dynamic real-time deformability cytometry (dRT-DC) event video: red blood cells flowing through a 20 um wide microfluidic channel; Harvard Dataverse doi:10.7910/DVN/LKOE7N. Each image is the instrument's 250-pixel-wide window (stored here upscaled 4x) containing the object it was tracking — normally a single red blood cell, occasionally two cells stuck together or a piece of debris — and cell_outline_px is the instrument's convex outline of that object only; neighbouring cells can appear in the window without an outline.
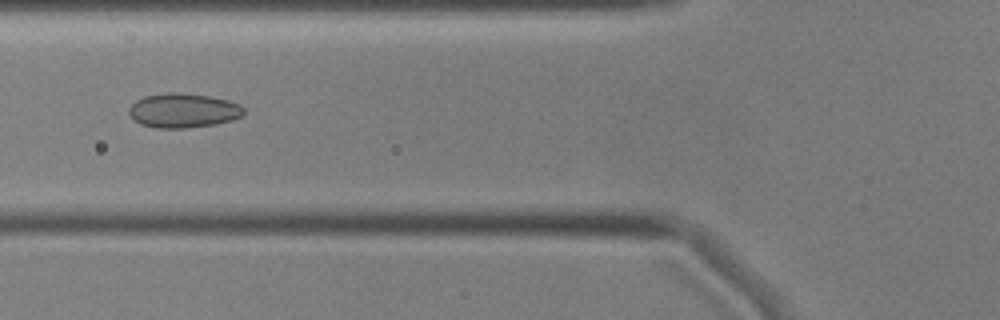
{"species": "common noctule bat (a hibernating species)", "species_latin": "Nyctalus noctula", "temperature_condition": "cold", "stored_images_in_passage": 55, "camera_frame_rate_fps": 3000, "um_per_image_px": 0.085, "animal": {"sex": "male", "body_mass_g": 17.9, "forearm_length_mm": 54.2}, "frame": {"image": 1, "passage_image": 20, "time_ms": 6.333, "image_size_px": [1000, 320], "cell_outline_px": [[244, 116], [232, 120], [216, 124], [184, 128], [156, 128], [140, 124], [132, 120], [128, 112], [128, 108], [136, 100], [144, 96], [168, 92], [180, 92], [208, 96], [228, 100], [240, 104], [244, 108]], "centroid_in_image_um": [15.56, 9.39], "position_along_channel_um": 110.2, "area_um2": 23.29}}
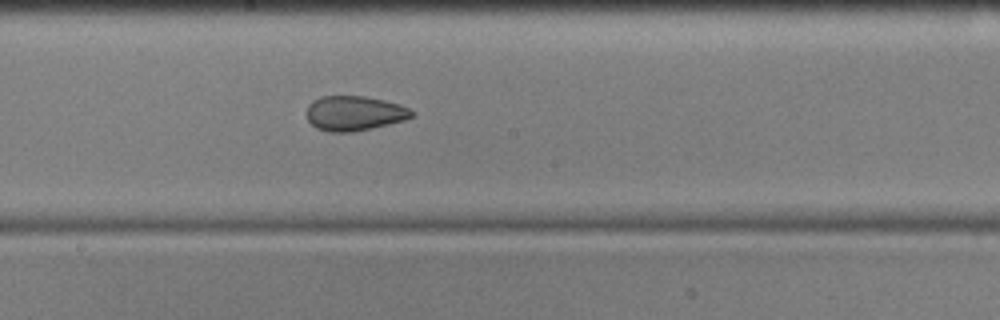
{"frame": {"image": 2, "passage_image": 29, "time_ms": 9.333, "image_size_px": [1000, 320], "cell_outline_px": [[416, 112], [412, 116], [404, 120], [388, 124], [352, 132], [328, 132], [316, 128], [308, 120], [308, 104], [312, 100], [320, 96], [364, 96], [384, 100], [400, 104]], "centroid_in_image_um": [30.11, 9.62], "position_along_channel_um": 218.1, "area_um2": 21.27}}
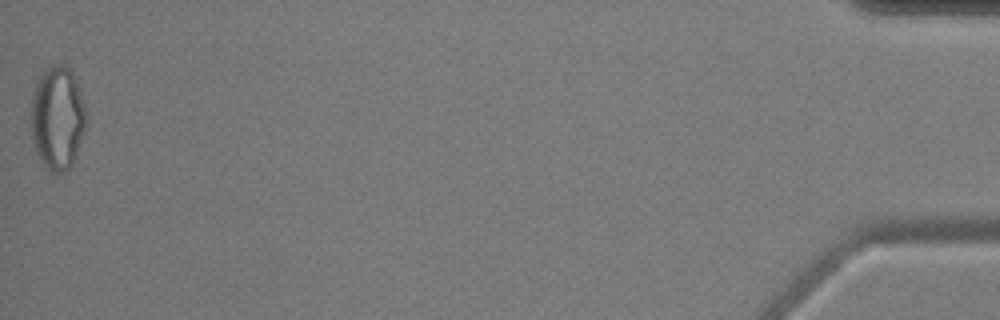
{"frame": {"image": 3, "passage_image": 55, "time_ms": 18.0, "image_size_px": [1000, 320], "cell_outline_px": [[84, 132], [76, 156], [72, 164], [64, 172], [52, 172], [40, 160], [36, 152], [32, 140], [28, 120], [32, 96], [36, 84], [40, 76], [52, 64], [64, 64], [72, 72], [84, 100]], "centroid_in_image_um": [4.84, 10.03], "position_along_channel_um": 430.4, "area_um2": 33.41}, "authors_computed_cell_mechanics": {"area_um2": 24.1604, "velocity_mm_per_s": 3.5848, "shape_relaxation_time_tau1_ms": null, "shape_relaxation_time_tau2_ms": 2.4384, "deformation_change_tau1": null, "deformation_change_tau2": 0.0888}}